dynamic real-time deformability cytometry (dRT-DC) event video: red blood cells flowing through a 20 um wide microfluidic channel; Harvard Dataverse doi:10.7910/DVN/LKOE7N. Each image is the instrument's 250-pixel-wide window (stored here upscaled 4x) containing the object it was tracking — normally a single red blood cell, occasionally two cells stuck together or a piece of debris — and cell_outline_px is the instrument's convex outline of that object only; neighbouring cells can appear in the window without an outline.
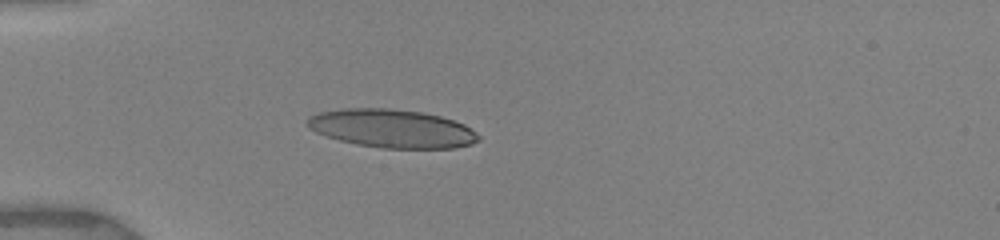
{"species": "human", "species_latin": "Homo sapiens", "temperature_condition": "warm", "stored_images_in_passage": 12, "camera_frame_rate_fps": 3000, "um_per_image_px": 0.085, "donor": {"sex": "female"}, "frame": {"image": 1, "passage_image": 1, "time_ms": 0.0, "image_size_px": [1000, 240], "cell_outline_px": [[480, 140], [472, 144], [456, 148], [384, 148], [356, 144], [340, 140], [316, 132], [308, 128], [308, 116], [320, 112], [340, 108], [388, 108], [420, 112], [440, 116], [464, 124], [480, 136]], "centroid_in_image_um": [33.32, 10.92], "position_along_channel_um": 51.7, "area_um2": 38.15}}
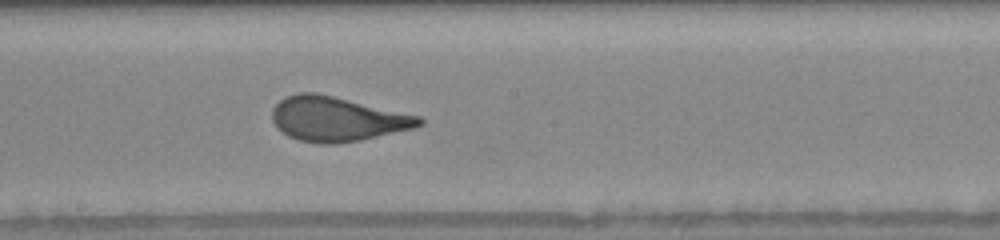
{"frame": {"image": 2, "passage_image": 10, "time_ms": 4.667, "image_size_px": [1000, 240], "cell_outline_px": [[424, 124], [412, 128], [360, 140], [332, 144], [320, 144], [300, 140], [288, 136], [272, 120], [272, 108], [280, 100], [288, 96], [300, 92], [316, 92], [420, 116], [424, 120]], "centroid_in_image_um": [28.65, 10.11], "position_along_channel_um": 219.6, "area_um2": 37.74}}